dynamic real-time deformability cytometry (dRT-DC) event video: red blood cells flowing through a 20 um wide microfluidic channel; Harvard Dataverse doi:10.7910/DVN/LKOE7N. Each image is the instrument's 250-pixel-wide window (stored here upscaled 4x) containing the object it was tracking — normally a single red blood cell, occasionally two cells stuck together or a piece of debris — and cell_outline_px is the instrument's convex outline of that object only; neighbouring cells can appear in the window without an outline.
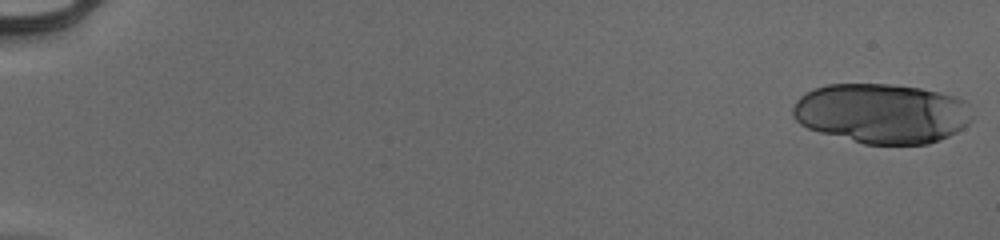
{"species": "human", "species_latin": "Homo sapiens", "temperature_condition": "cold", "stored_images_in_passage": 22, "camera_frame_rate_fps": 3000, "um_per_image_px": 0.085, "donor": {"sex": "male"}, "frame": {"image": 1, "passage_image": 1, "time_ms": 0.0, "image_size_px": [1000, 240], "cell_outline_px": [[976, 116], [964, 128], [940, 140], [928, 144], [864, 144], [820, 132], [808, 128], [800, 124], [792, 116], [792, 108], [796, 100], [800, 96], [816, 88], [828, 84], [888, 84], [920, 88], [940, 92], [956, 96], [964, 100], [968, 104]], "centroid_in_image_um": [75.0, 9.64], "position_along_channel_um": 10.0, "area_um2": 63.0}}